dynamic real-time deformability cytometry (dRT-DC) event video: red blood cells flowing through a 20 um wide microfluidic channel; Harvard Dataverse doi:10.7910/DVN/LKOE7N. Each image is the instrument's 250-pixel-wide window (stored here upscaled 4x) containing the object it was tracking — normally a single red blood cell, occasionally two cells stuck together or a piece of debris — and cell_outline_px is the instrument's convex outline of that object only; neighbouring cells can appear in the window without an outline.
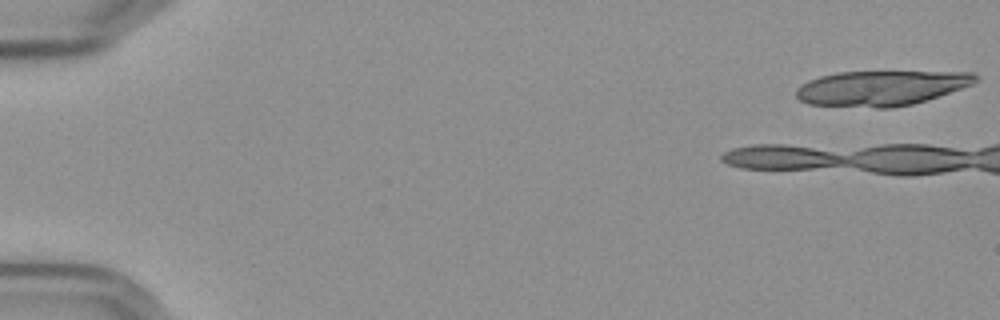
{"species": "Egyptian fruit bat (a non-hibernating species)", "species_latin": "Rousettus aegyptiacus", "temperature_condition": "cold", "stored_images_in_passage": 7, "camera_frame_rate_fps": 3000, "um_per_image_px": 0.085, "frame": {"image": 1, "passage_image": 1, "time_ms": 0.0, "image_size_px": [1000, 320], "cell_outline_px": [[980, 80], [972, 84], [912, 104], [892, 108], [876, 108], [808, 104], [800, 100], [796, 96], [796, 88], [800, 84], [808, 80], [820, 76], [836, 72], [976, 72], [980, 76]], "centroid_in_image_um": [74.87, 7.48], "position_along_channel_um": 10.1, "area_um2": 36.59}}